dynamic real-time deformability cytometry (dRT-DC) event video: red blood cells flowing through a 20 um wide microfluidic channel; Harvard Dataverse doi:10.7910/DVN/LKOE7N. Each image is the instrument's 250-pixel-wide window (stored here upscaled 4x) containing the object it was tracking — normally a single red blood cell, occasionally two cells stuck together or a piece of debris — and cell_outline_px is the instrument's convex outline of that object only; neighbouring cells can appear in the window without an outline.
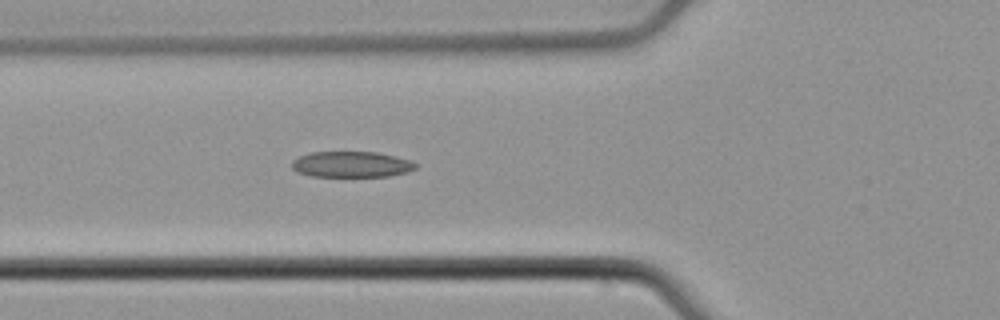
{"species": "common noctule bat (a hibernating species)", "species_latin": "Nyctalus noctula", "temperature_condition": "cold", "stored_images_in_passage": 40, "camera_frame_rate_fps": 3000, "um_per_image_px": 0.085, "animal": {"sex": "male", "body_mass_g": 21.5, "forearm_length_mm": 52.0}, "frame": {"image": 1, "passage_image": 7, "time_ms": 2.0, "image_size_px": [1000, 320], "cell_outline_px": [[416, 168], [408, 172], [388, 176], [312, 176], [296, 172], [292, 168], [292, 160], [300, 156], [312, 152], [376, 152], [396, 156], [412, 160], [416, 164]], "centroid_in_image_um": [29.88, 13.97], "position_along_channel_um": 95.9, "area_um2": 18.67}}
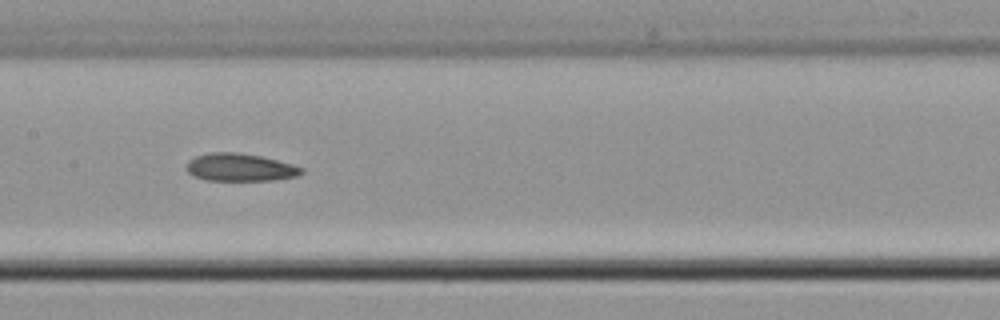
{"frame": {"image": 2, "passage_image": 14, "time_ms": 4.333, "image_size_px": [1000, 320], "cell_outline_px": [[304, 172], [296, 176], [276, 180], [204, 180], [192, 176], [188, 172], [188, 160], [196, 156], [212, 152], [236, 152], [260, 156], [292, 164], [304, 168]], "centroid_in_image_um": [20.41, 14.23], "position_along_channel_um": 187.0, "area_um2": 18.5}}
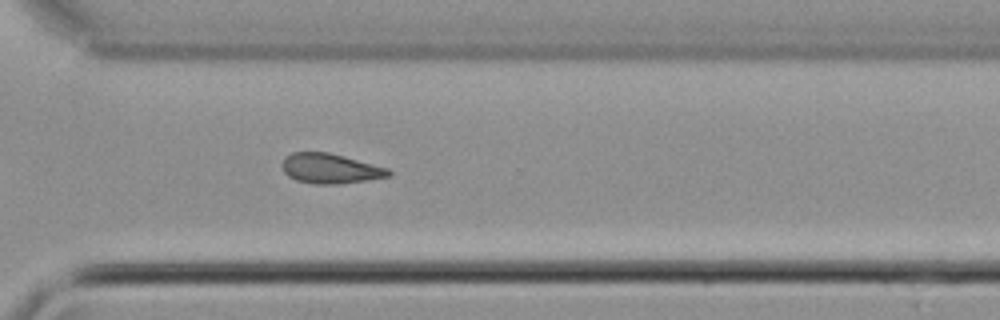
{"frame": {"image": 3, "passage_image": 26, "time_ms": 8.333, "image_size_px": [1000, 320], "cell_outline_px": [[392, 176], [368, 180], [340, 184], [312, 184], [296, 180], [288, 176], [284, 172], [280, 164], [284, 156], [292, 152], [328, 152], [344, 156], [388, 168], [392, 172]], "centroid_in_image_um": [28.05, 14.33], "position_along_channel_um": 342.6, "area_um2": 18.84}, "authors_computed_cell_mechanics": {"area_um2": 18.8717, "velocity_mm_per_s": 3.8808, "shape_relaxation_time_tau1_ms": null, "shape_relaxation_time_tau2_ms": 2.3858, "deformation_change_tau1": null, "deformation_change_tau2": 0.0866}}